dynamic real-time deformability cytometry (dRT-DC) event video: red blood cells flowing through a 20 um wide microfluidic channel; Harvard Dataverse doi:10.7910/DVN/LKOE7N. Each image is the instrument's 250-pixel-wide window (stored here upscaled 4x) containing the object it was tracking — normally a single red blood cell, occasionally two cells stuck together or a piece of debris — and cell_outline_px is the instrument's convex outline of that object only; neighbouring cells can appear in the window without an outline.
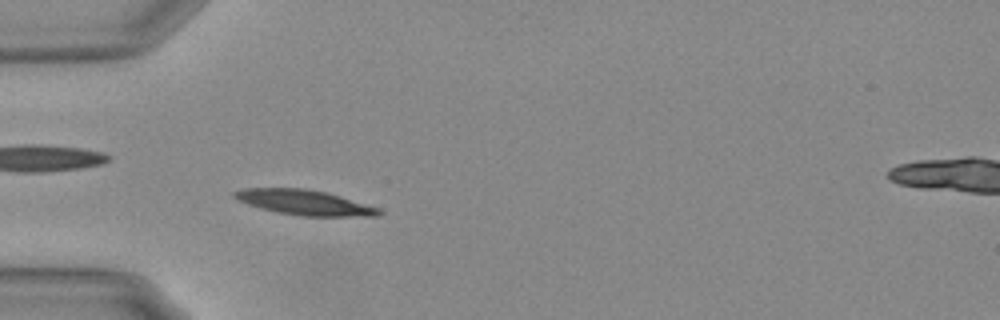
{"species": "Egyptian fruit bat (a non-hibernating species)", "species_latin": "Rousettus aegyptiacus", "temperature_condition": "warm", "stored_images_in_passage": 8, "camera_frame_rate_fps": 3000, "um_per_image_px": 0.085, "animal": {"sex": "female"}, "frame": {"image": 1, "passage_image": 4, "time_ms": 1.0, "image_size_px": [1000, 320], "cell_outline_px": [[384, 212], [380, 216], [300, 216], [276, 212], [260, 208], [248, 204], [232, 196], [232, 192], [244, 188], [304, 188], [324, 192], [340, 196], [380, 208]], "centroid_in_image_um": [25.9, 17.21], "position_along_channel_um": 59.1, "area_um2": 21.1}}